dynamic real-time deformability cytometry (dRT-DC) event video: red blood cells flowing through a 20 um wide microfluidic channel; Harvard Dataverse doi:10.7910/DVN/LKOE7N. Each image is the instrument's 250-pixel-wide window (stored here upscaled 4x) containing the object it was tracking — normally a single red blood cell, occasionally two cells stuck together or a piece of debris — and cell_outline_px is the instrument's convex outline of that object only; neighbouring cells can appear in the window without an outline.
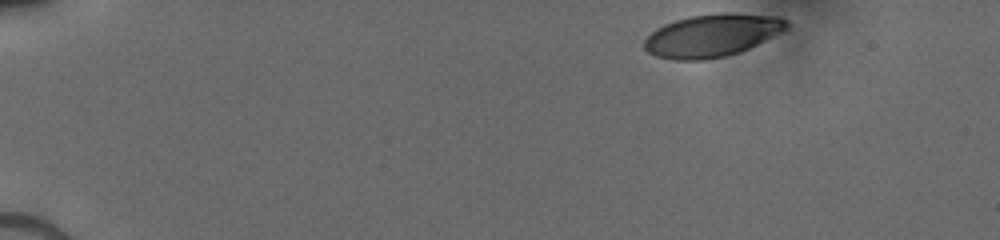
{"species": "human", "species_latin": "Homo sapiens", "temperature_condition": "cold", "stored_images_in_passage": 24, "camera_frame_rate_fps": 3000, "um_per_image_px": 0.085, "donor": {"sex": "male"}, "frame": {"image": 1, "passage_image": 1, "time_ms": 0.0, "image_size_px": [1000, 240], "cell_outline_px": [[788, 28], [784, 32], [740, 52], [724, 56], [704, 60], [676, 60], [656, 56], [648, 52], [644, 48], [644, 40], [656, 28], [664, 24], [676, 20], [692, 16], [724, 12], [736, 12], [780, 16], [788, 20]], "centroid_in_image_um": [60.59, 2.99], "position_along_channel_um": 24.4, "area_um2": 35.72}}
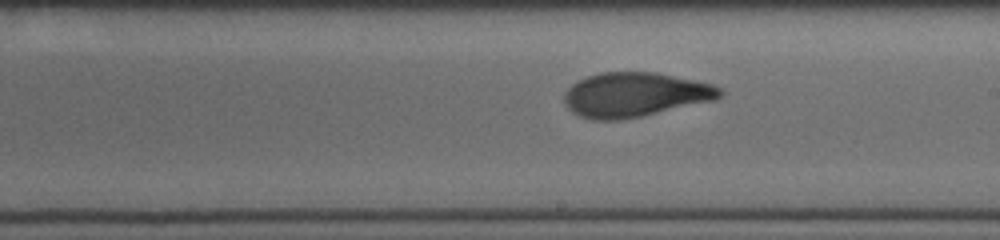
{"frame": {"image": 2, "passage_image": 15, "time_ms": 8.0, "image_size_px": [1000, 240], "cell_outline_px": [[724, 92], [720, 96], [712, 100], [640, 116], [620, 120], [592, 120], [580, 116], [572, 112], [568, 108], [564, 100], [564, 92], [576, 80], [600, 72], [656, 72], [712, 84], [720, 88]], "centroid_in_image_um": [53.91, 8.04], "position_along_channel_um": 235.1, "area_um2": 40.0}}
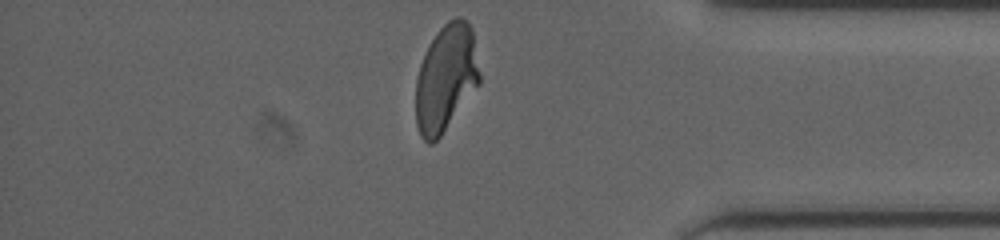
{"frame": {"image": 3, "passage_image": 24, "time_ms": 12.333, "image_size_px": [1000, 240], "cell_outline_px": [[480, 84], [440, 136], [432, 144], [428, 144], [420, 136], [416, 124], [416, 80], [420, 64], [436, 32], [448, 20], [456, 16], [460, 16], [472, 28], [480, 72]], "centroid_in_image_um": [37.91, 6.64], "position_along_channel_um": 397.3, "area_um2": 39.71}}